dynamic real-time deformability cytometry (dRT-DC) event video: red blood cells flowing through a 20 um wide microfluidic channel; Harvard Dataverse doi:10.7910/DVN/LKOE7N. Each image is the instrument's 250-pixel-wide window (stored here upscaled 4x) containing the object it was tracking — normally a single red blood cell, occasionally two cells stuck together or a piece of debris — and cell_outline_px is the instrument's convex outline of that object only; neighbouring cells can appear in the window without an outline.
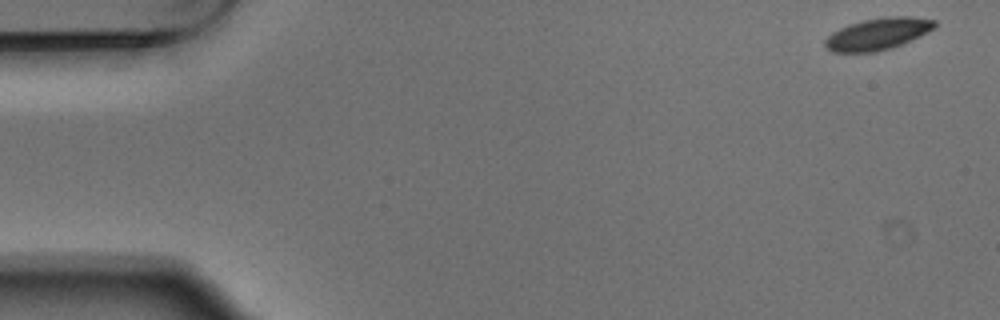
{"species": "Egyptian fruit bat (a non-hibernating species)", "species_latin": "Rousettus aegyptiacus", "temperature_condition": "warm", "stored_images_in_passage": 4, "camera_frame_rate_fps": 3000, "um_per_image_px": 0.085, "animal": {"sex": "male"}, "frame": {"image": 1, "passage_image": 1, "time_ms": 0.0, "image_size_px": [1000, 320], "cell_outline_px": [[936, 28], [920, 36], [892, 48], [876, 52], [832, 52], [824, 44], [824, 40], [832, 32], [848, 24], [864, 20], [888, 16], [908, 16], [936, 20]], "centroid_in_image_um": [74.63, 2.88], "position_along_channel_um": 10.4, "area_um2": 20.35}}